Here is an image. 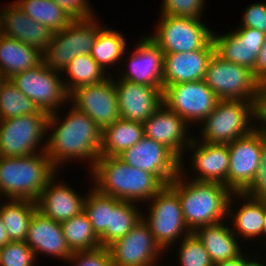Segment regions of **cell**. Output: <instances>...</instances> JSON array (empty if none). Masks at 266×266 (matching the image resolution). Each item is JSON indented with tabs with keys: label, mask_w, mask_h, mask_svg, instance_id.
Wrapping results in <instances>:
<instances>
[{
	"label": "cell",
	"mask_w": 266,
	"mask_h": 266,
	"mask_svg": "<svg viewBox=\"0 0 266 266\" xmlns=\"http://www.w3.org/2000/svg\"><path fill=\"white\" fill-rule=\"evenodd\" d=\"M56 114V112L49 114L47 130L51 127L55 130L44 145L45 153L52 164L57 169L58 164L62 162L64 164L69 159L81 158L84 160L85 158V160L89 159V162L91 160L92 169L100 156L102 129L91 117L74 107L62 123H59Z\"/></svg>",
	"instance_id": "6da1fadb"
},
{
	"label": "cell",
	"mask_w": 266,
	"mask_h": 266,
	"mask_svg": "<svg viewBox=\"0 0 266 266\" xmlns=\"http://www.w3.org/2000/svg\"><path fill=\"white\" fill-rule=\"evenodd\" d=\"M183 175L180 171L168 185L178 194L184 221L191 232L233 215L229 213L232 192L224 184L195 180L186 183Z\"/></svg>",
	"instance_id": "7a4b0ae2"
},
{
	"label": "cell",
	"mask_w": 266,
	"mask_h": 266,
	"mask_svg": "<svg viewBox=\"0 0 266 266\" xmlns=\"http://www.w3.org/2000/svg\"><path fill=\"white\" fill-rule=\"evenodd\" d=\"M91 172L98 192L121 201L150 200L165 186L154 174L131 167L118 156H99Z\"/></svg>",
	"instance_id": "3957f363"
},
{
	"label": "cell",
	"mask_w": 266,
	"mask_h": 266,
	"mask_svg": "<svg viewBox=\"0 0 266 266\" xmlns=\"http://www.w3.org/2000/svg\"><path fill=\"white\" fill-rule=\"evenodd\" d=\"M55 171L45 146L38 155L0 156V194L8 199L36 201Z\"/></svg>",
	"instance_id": "277c9868"
},
{
	"label": "cell",
	"mask_w": 266,
	"mask_h": 266,
	"mask_svg": "<svg viewBox=\"0 0 266 266\" xmlns=\"http://www.w3.org/2000/svg\"><path fill=\"white\" fill-rule=\"evenodd\" d=\"M93 17L73 20L68 27L52 34L43 53V62L47 67L61 73L76 56L91 53L98 31L102 28L96 25Z\"/></svg>",
	"instance_id": "5b68a950"
},
{
	"label": "cell",
	"mask_w": 266,
	"mask_h": 266,
	"mask_svg": "<svg viewBox=\"0 0 266 266\" xmlns=\"http://www.w3.org/2000/svg\"><path fill=\"white\" fill-rule=\"evenodd\" d=\"M254 119V102L219 100L214 110L202 121V140L206 143L229 144L250 133ZM249 122V123H248Z\"/></svg>",
	"instance_id": "8992f818"
},
{
	"label": "cell",
	"mask_w": 266,
	"mask_h": 266,
	"mask_svg": "<svg viewBox=\"0 0 266 266\" xmlns=\"http://www.w3.org/2000/svg\"><path fill=\"white\" fill-rule=\"evenodd\" d=\"M204 81L220 100L255 102L260 85L247 67L223 60L216 53L208 63Z\"/></svg>",
	"instance_id": "52a82bcc"
},
{
	"label": "cell",
	"mask_w": 266,
	"mask_h": 266,
	"mask_svg": "<svg viewBox=\"0 0 266 266\" xmlns=\"http://www.w3.org/2000/svg\"><path fill=\"white\" fill-rule=\"evenodd\" d=\"M159 20L156 33L150 37L164 54L199 50L213 41V32L200 18L162 15Z\"/></svg>",
	"instance_id": "ba28073f"
},
{
	"label": "cell",
	"mask_w": 266,
	"mask_h": 266,
	"mask_svg": "<svg viewBox=\"0 0 266 266\" xmlns=\"http://www.w3.org/2000/svg\"><path fill=\"white\" fill-rule=\"evenodd\" d=\"M49 114L37 113L0 120V156L23 157L35 154L47 131Z\"/></svg>",
	"instance_id": "9c48e42d"
},
{
	"label": "cell",
	"mask_w": 266,
	"mask_h": 266,
	"mask_svg": "<svg viewBox=\"0 0 266 266\" xmlns=\"http://www.w3.org/2000/svg\"><path fill=\"white\" fill-rule=\"evenodd\" d=\"M151 200L149 216L142 218L163 250L180 235L184 238L192 233L184 221L178 194L169 185H165Z\"/></svg>",
	"instance_id": "30bf717a"
},
{
	"label": "cell",
	"mask_w": 266,
	"mask_h": 266,
	"mask_svg": "<svg viewBox=\"0 0 266 266\" xmlns=\"http://www.w3.org/2000/svg\"><path fill=\"white\" fill-rule=\"evenodd\" d=\"M57 73L42 62L37 67L17 73L9 79L39 110L51 114L56 112L55 109L62 105V102L65 103V100L69 99L64 81Z\"/></svg>",
	"instance_id": "8fae6325"
},
{
	"label": "cell",
	"mask_w": 266,
	"mask_h": 266,
	"mask_svg": "<svg viewBox=\"0 0 266 266\" xmlns=\"http://www.w3.org/2000/svg\"><path fill=\"white\" fill-rule=\"evenodd\" d=\"M220 99L204 80L163 87V103L187 123L203 121Z\"/></svg>",
	"instance_id": "7c38bea8"
},
{
	"label": "cell",
	"mask_w": 266,
	"mask_h": 266,
	"mask_svg": "<svg viewBox=\"0 0 266 266\" xmlns=\"http://www.w3.org/2000/svg\"><path fill=\"white\" fill-rule=\"evenodd\" d=\"M263 130L257 126L250 133L228 144V189L243 193L253 182L260 164Z\"/></svg>",
	"instance_id": "4fadbf2b"
},
{
	"label": "cell",
	"mask_w": 266,
	"mask_h": 266,
	"mask_svg": "<svg viewBox=\"0 0 266 266\" xmlns=\"http://www.w3.org/2000/svg\"><path fill=\"white\" fill-rule=\"evenodd\" d=\"M118 157L131 167L154 174L165 185L183 170L180 159L169 148L146 136Z\"/></svg>",
	"instance_id": "5bb4252c"
},
{
	"label": "cell",
	"mask_w": 266,
	"mask_h": 266,
	"mask_svg": "<svg viewBox=\"0 0 266 266\" xmlns=\"http://www.w3.org/2000/svg\"><path fill=\"white\" fill-rule=\"evenodd\" d=\"M68 98L73 100L76 110L91 117L102 131L120 118L117 92L110 77L101 83L81 86Z\"/></svg>",
	"instance_id": "9a60e30c"
},
{
	"label": "cell",
	"mask_w": 266,
	"mask_h": 266,
	"mask_svg": "<svg viewBox=\"0 0 266 266\" xmlns=\"http://www.w3.org/2000/svg\"><path fill=\"white\" fill-rule=\"evenodd\" d=\"M108 249L113 266H155L158 255L165 251L155 241L143 218Z\"/></svg>",
	"instance_id": "2e32d148"
},
{
	"label": "cell",
	"mask_w": 266,
	"mask_h": 266,
	"mask_svg": "<svg viewBox=\"0 0 266 266\" xmlns=\"http://www.w3.org/2000/svg\"><path fill=\"white\" fill-rule=\"evenodd\" d=\"M120 118L144 123L162 104L163 90L119 79L115 83Z\"/></svg>",
	"instance_id": "e0dca14e"
},
{
	"label": "cell",
	"mask_w": 266,
	"mask_h": 266,
	"mask_svg": "<svg viewBox=\"0 0 266 266\" xmlns=\"http://www.w3.org/2000/svg\"><path fill=\"white\" fill-rule=\"evenodd\" d=\"M188 123L164 103L143 123L144 136L169 148L182 165L183 148H188L192 139H187ZM186 136V138H185ZM186 143V145H185Z\"/></svg>",
	"instance_id": "ac0fdd59"
},
{
	"label": "cell",
	"mask_w": 266,
	"mask_h": 266,
	"mask_svg": "<svg viewBox=\"0 0 266 266\" xmlns=\"http://www.w3.org/2000/svg\"><path fill=\"white\" fill-rule=\"evenodd\" d=\"M130 56V67L120 79L163 90L164 53L151 37L140 40Z\"/></svg>",
	"instance_id": "d6986e66"
},
{
	"label": "cell",
	"mask_w": 266,
	"mask_h": 266,
	"mask_svg": "<svg viewBox=\"0 0 266 266\" xmlns=\"http://www.w3.org/2000/svg\"><path fill=\"white\" fill-rule=\"evenodd\" d=\"M0 33L16 39L44 53L51 41L52 32L44 25L33 21L15 3L0 11Z\"/></svg>",
	"instance_id": "ffe728a7"
},
{
	"label": "cell",
	"mask_w": 266,
	"mask_h": 266,
	"mask_svg": "<svg viewBox=\"0 0 266 266\" xmlns=\"http://www.w3.org/2000/svg\"><path fill=\"white\" fill-rule=\"evenodd\" d=\"M215 53L214 42L191 52L164 54L163 87L176 83L204 80L208 63Z\"/></svg>",
	"instance_id": "44dd1931"
},
{
	"label": "cell",
	"mask_w": 266,
	"mask_h": 266,
	"mask_svg": "<svg viewBox=\"0 0 266 266\" xmlns=\"http://www.w3.org/2000/svg\"><path fill=\"white\" fill-rule=\"evenodd\" d=\"M25 243L36 252H44L61 259H68L72 252L63 235L62 226L36 209L28 226Z\"/></svg>",
	"instance_id": "7402d4cb"
},
{
	"label": "cell",
	"mask_w": 266,
	"mask_h": 266,
	"mask_svg": "<svg viewBox=\"0 0 266 266\" xmlns=\"http://www.w3.org/2000/svg\"><path fill=\"white\" fill-rule=\"evenodd\" d=\"M53 176L36 200L37 210L55 222L69 220L84 211L85 198L65 183L55 184ZM54 184V185H53Z\"/></svg>",
	"instance_id": "603a6c76"
},
{
	"label": "cell",
	"mask_w": 266,
	"mask_h": 266,
	"mask_svg": "<svg viewBox=\"0 0 266 266\" xmlns=\"http://www.w3.org/2000/svg\"><path fill=\"white\" fill-rule=\"evenodd\" d=\"M195 140L192 138L188 146L193 151L195 150L191 160L199 176L194 178V180L217 182L224 184L228 188V169L230 163L228 144L203 142L197 145L198 143Z\"/></svg>",
	"instance_id": "cb8c5ba5"
},
{
	"label": "cell",
	"mask_w": 266,
	"mask_h": 266,
	"mask_svg": "<svg viewBox=\"0 0 266 266\" xmlns=\"http://www.w3.org/2000/svg\"><path fill=\"white\" fill-rule=\"evenodd\" d=\"M43 62V53L30 45L0 33V73L9 79Z\"/></svg>",
	"instance_id": "d4e9b609"
},
{
	"label": "cell",
	"mask_w": 266,
	"mask_h": 266,
	"mask_svg": "<svg viewBox=\"0 0 266 266\" xmlns=\"http://www.w3.org/2000/svg\"><path fill=\"white\" fill-rule=\"evenodd\" d=\"M193 233L202 242L214 264L233 259L242 253L240 244L235 240V231L222 222L199 227Z\"/></svg>",
	"instance_id": "484cf974"
},
{
	"label": "cell",
	"mask_w": 266,
	"mask_h": 266,
	"mask_svg": "<svg viewBox=\"0 0 266 266\" xmlns=\"http://www.w3.org/2000/svg\"><path fill=\"white\" fill-rule=\"evenodd\" d=\"M143 137V123L119 118L103 130L100 156H118Z\"/></svg>",
	"instance_id": "4316f807"
},
{
	"label": "cell",
	"mask_w": 266,
	"mask_h": 266,
	"mask_svg": "<svg viewBox=\"0 0 266 266\" xmlns=\"http://www.w3.org/2000/svg\"><path fill=\"white\" fill-rule=\"evenodd\" d=\"M37 209L36 201L10 199L0 207V217L7 229L10 241H25L32 215Z\"/></svg>",
	"instance_id": "83f0119b"
},
{
	"label": "cell",
	"mask_w": 266,
	"mask_h": 266,
	"mask_svg": "<svg viewBox=\"0 0 266 266\" xmlns=\"http://www.w3.org/2000/svg\"><path fill=\"white\" fill-rule=\"evenodd\" d=\"M15 3L33 21L46 26L52 33L65 29L74 20L53 0H18Z\"/></svg>",
	"instance_id": "f1b7e54d"
},
{
	"label": "cell",
	"mask_w": 266,
	"mask_h": 266,
	"mask_svg": "<svg viewBox=\"0 0 266 266\" xmlns=\"http://www.w3.org/2000/svg\"><path fill=\"white\" fill-rule=\"evenodd\" d=\"M215 53L223 60L247 67L254 73L257 55L262 47L249 46L241 42L233 33L217 36L213 33Z\"/></svg>",
	"instance_id": "f546056e"
},
{
	"label": "cell",
	"mask_w": 266,
	"mask_h": 266,
	"mask_svg": "<svg viewBox=\"0 0 266 266\" xmlns=\"http://www.w3.org/2000/svg\"><path fill=\"white\" fill-rule=\"evenodd\" d=\"M133 202L121 201L112 197L110 229L99 238L101 246L108 247L125 236L142 219Z\"/></svg>",
	"instance_id": "4dcf8cb0"
},
{
	"label": "cell",
	"mask_w": 266,
	"mask_h": 266,
	"mask_svg": "<svg viewBox=\"0 0 266 266\" xmlns=\"http://www.w3.org/2000/svg\"><path fill=\"white\" fill-rule=\"evenodd\" d=\"M67 73L69 81L63 82L68 95L75 89L85 86L104 82L109 78L90 54H81L76 56L63 72ZM71 79V80H70Z\"/></svg>",
	"instance_id": "1f68e13d"
},
{
	"label": "cell",
	"mask_w": 266,
	"mask_h": 266,
	"mask_svg": "<svg viewBox=\"0 0 266 266\" xmlns=\"http://www.w3.org/2000/svg\"><path fill=\"white\" fill-rule=\"evenodd\" d=\"M60 224L66 244L72 253L92 250L101 246L99 237L95 234L84 211Z\"/></svg>",
	"instance_id": "d6a6232c"
},
{
	"label": "cell",
	"mask_w": 266,
	"mask_h": 266,
	"mask_svg": "<svg viewBox=\"0 0 266 266\" xmlns=\"http://www.w3.org/2000/svg\"><path fill=\"white\" fill-rule=\"evenodd\" d=\"M232 195L241 196V199L247 197L242 207L237 211L232 221H235L234 229L239 231L245 238H254L264 234V211L265 200L256 199L245 195L244 193H232Z\"/></svg>",
	"instance_id": "836d02e7"
},
{
	"label": "cell",
	"mask_w": 266,
	"mask_h": 266,
	"mask_svg": "<svg viewBox=\"0 0 266 266\" xmlns=\"http://www.w3.org/2000/svg\"><path fill=\"white\" fill-rule=\"evenodd\" d=\"M126 42L121 33L101 28L91 50V57L105 70V66L117 63L125 54Z\"/></svg>",
	"instance_id": "e575fe53"
},
{
	"label": "cell",
	"mask_w": 266,
	"mask_h": 266,
	"mask_svg": "<svg viewBox=\"0 0 266 266\" xmlns=\"http://www.w3.org/2000/svg\"><path fill=\"white\" fill-rule=\"evenodd\" d=\"M39 111L35 103L23 94L10 79H5L0 88V120Z\"/></svg>",
	"instance_id": "d590c367"
},
{
	"label": "cell",
	"mask_w": 266,
	"mask_h": 266,
	"mask_svg": "<svg viewBox=\"0 0 266 266\" xmlns=\"http://www.w3.org/2000/svg\"><path fill=\"white\" fill-rule=\"evenodd\" d=\"M84 202V212L87 214L95 234L100 238L106 229H110L112 212V196L101 194L94 187Z\"/></svg>",
	"instance_id": "8d00e7d4"
},
{
	"label": "cell",
	"mask_w": 266,
	"mask_h": 266,
	"mask_svg": "<svg viewBox=\"0 0 266 266\" xmlns=\"http://www.w3.org/2000/svg\"><path fill=\"white\" fill-rule=\"evenodd\" d=\"M181 240L178 255L181 266H214L202 242L193 232Z\"/></svg>",
	"instance_id": "74e56055"
},
{
	"label": "cell",
	"mask_w": 266,
	"mask_h": 266,
	"mask_svg": "<svg viewBox=\"0 0 266 266\" xmlns=\"http://www.w3.org/2000/svg\"><path fill=\"white\" fill-rule=\"evenodd\" d=\"M35 259L25 241H10L0 248V266H34Z\"/></svg>",
	"instance_id": "f35d334b"
},
{
	"label": "cell",
	"mask_w": 266,
	"mask_h": 266,
	"mask_svg": "<svg viewBox=\"0 0 266 266\" xmlns=\"http://www.w3.org/2000/svg\"><path fill=\"white\" fill-rule=\"evenodd\" d=\"M162 6L161 15L200 18L204 0H164Z\"/></svg>",
	"instance_id": "ab89813d"
},
{
	"label": "cell",
	"mask_w": 266,
	"mask_h": 266,
	"mask_svg": "<svg viewBox=\"0 0 266 266\" xmlns=\"http://www.w3.org/2000/svg\"><path fill=\"white\" fill-rule=\"evenodd\" d=\"M69 261L76 263L75 266H113L110 251L104 246L73 252Z\"/></svg>",
	"instance_id": "60d3db41"
},
{
	"label": "cell",
	"mask_w": 266,
	"mask_h": 266,
	"mask_svg": "<svg viewBox=\"0 0 266 266\" xmlns=\"http://www.w3.org/2000/svg\"><path fill=\"white\" fill-rule=\"evenodd\" d=\"M243 193L252 198L266 200V133L264 131L258 171L251 185Z\"/></svg>",
	"instance_id": "b9f144b4"
},
{
	"label": "cell",
	"mask_w": 266,
	"mask_h": 266,
	"mask_svg": "<svg viewBox=\"0 0 266 266\" xmlns=\"http://www.w3.org/2000/svg\"><path fill=\"white\" fill-rule=\"evenodd\" d=\"M242 21L241 27L255 28L266 34V2L247 7Z\"/></svg>",
	"instance_id": "7bdbcfd3"
},
{
	"label": "cell",
	"mask_w": 266,
	"mask_h": 266,
	"mask_svg": "<svg viewBox=\"0 0 266 266\" xmlns=\"http://www.w3.org/2000/svg\"><path fill=\"white\" fill-rule=\"evenodd\" d=\"M61 8H63L67 14H69L74 20L87 19L92 17V9L89 6L87 0H53Z\"/></svg>",
	"instance_id": "ee69618b"
},
{
	"label": "cell",
	"mask_w": 266,
	"mask_h": 266,
	"mask_svg": "<svg viewBox=\"0 0 266 266\" xmlns=\"http://www.w3.org/2000/svg\"><path fill=\"white\" fill-rule=\"evenodd\" d=\"M241 42L249 46L262 47L265 40V33L255 28L240 27L239 30L232 32Z\"/></svg>",
	"instance_id": "f6af8a7d"
},
{
	"label": "cell",
	"mask_w": 266,
	"mask_h": 266,
	"mask_svg": "<svg viewBox=\"0 0 266 266\" xmlns=\"http://www.w3.org/2000/svg\"><path fill=\"white\" fill-rule=\"evenodd\" d=\"M254 119L262 121V129L266 133V83L260 84L257 88L256 99L254 102Z\"/></svg>",
	"instance_id": "bcb514c9"
},
{
	"label": "cell",
	"mask_w": 266,
	"mask_h": 266,
	"mask_svg": "<svg viewBox=\"0 0 266 266\" xmlns=\"http://www.w3.org/2000/svg\"><path fill=\"white\" fill-rule=\"evenodd\" d=\"M255 78L260 84L266 83V35L262 49L257 55Z\"/></svg>",
	"instance_id": "7dc6e473"
},
{
	"label": "cell",
	"mask_w": 266,
	"mask_h": 266,
	"mask_svg": "<svg viewBox=\"0 0 266 266\" xmlns=\"http://www.w3.org/2000/svg\"><path fill=\"white\" fill-rule=\"evenodd\" d=\"M248 260V258L246 259L242 254H240L233 259L217 262L214 266H250L254 261Z\"/></svg>",
	"instance_id": "c3c4849f"
},
{
	"label": "cell",
	"mask_w": 266,
	"mask_h": 266,
	"mask_svg": "<svg viewBox=\"0 0 266 266\" xmlns=\"http://www.w3.org/2000/svg\"><path fill=\"white\" fill-rule=\"evenodd\" d=\"M10 242L8 236H7V229L5 228L3 221L0 217V248L5 246Z\"/></svg>",
	"instance_id": "681fc988"
},
{
	"label": "cell",
	"mask_w": 266,
	"mask_h": 266,
	"mask_svg": "<svg viewBox=\"0 0 266 266\" xmlns=\"http://www.w3.org/2000/svg\"><path fill=\"white\" fill-rule=\"evenodd\" d=\"M264 234L266 235V200H265V211H264Z\"/></svg>",
	"instance_id": "f907efd6"
},
{
	"label": "cell",
	"mask_w": 266,
	"mask_h": 266,
	"mask_svg": "<svg viewBox=\"0 0 266 266\" xmlns=\"http://www.w3.org/2000/svg\"><path fill=\"white\" fill-rule=\"evenodd\" d=\"M5 77L0 73V88H1V86H2V84H3V82L5 81Z\"/></svg>",
	"instance_id": "816d5d0a"
},
{
	"label": "cell",
	"mask_w": 266,
	"mask_h": 266,
	"mask_svg": "<svg viewBox=\"0 0 266 266\" xmlns=\"http://www.w3.org/2000/svg\"><path fill=\"white\" fill-rule=\"evenodd\" d=\"M250 266H264L263 264H261L259 261H254Z\"/></svg>",
	"instance_id": "f5cc1de1"
}]
</instances>
